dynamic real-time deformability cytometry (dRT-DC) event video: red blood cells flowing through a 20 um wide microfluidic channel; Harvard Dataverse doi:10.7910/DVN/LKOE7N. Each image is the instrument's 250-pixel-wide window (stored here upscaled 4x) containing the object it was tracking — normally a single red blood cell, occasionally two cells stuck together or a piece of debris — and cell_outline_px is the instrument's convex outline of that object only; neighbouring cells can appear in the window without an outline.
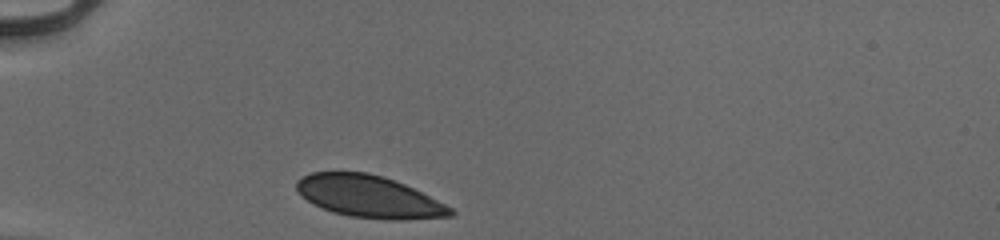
{"species": "human", "species_latin": "Homo sapiens", "temperature_condition": "cold", "stored_images_in_passage": 32, "camera_frame_rate_fps": 3000, "um_per_image_px": 0.085, "donor": {"sex": "male"}, "frame": {"image": 1, "passage_image": 1, "time_ms": 0.0, "image_size_px": [1000, 240], "cell_outline_px": [[456, 212], [452, 216], [404, 220], [388, 220], [348, 216], [332, 212], [312, 204], [300, 196], [296, 188], [296, 180], [312, 172], [368, 172], [384, 176], [404, 184], [452, 208]], "centroid_in_image_um": [31.33, 16.72], "position_along_channel_um": 53.7, "area_um2": 37.8}}
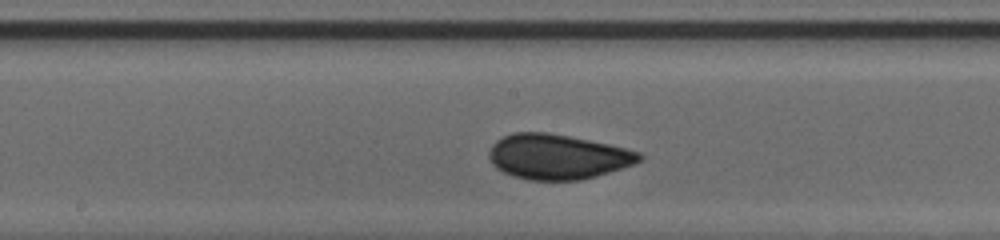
{"frame": {"image": 2, "passage_image": 14, "time_ms": 4.333, "image_size_px": [1000, 240], "cell_outline_px": [[644, 160], [636, 164], [596, 176], [580, 180], [528, 180], [512, 176], [496, 168], [492, 164], [488, 156], [488, 152], [492, 144], [496, 140], [512, 132], [548, 132], [608, 144], [640, 152], [644, 156]], "centroid_in_image_um": [47.39, 13.32], "position_along_channel_um": 200.8, "area_um2": 39.65}}
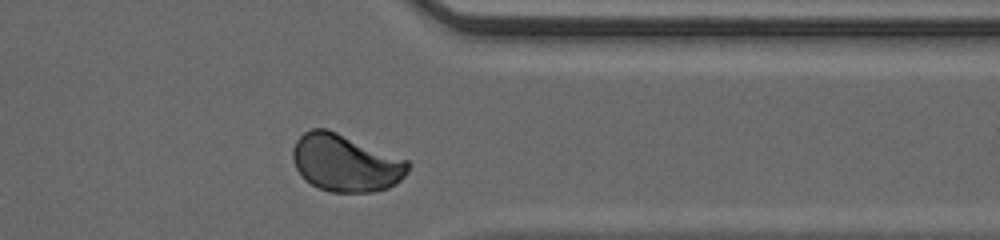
{"frame": {"image": 3, "passage_image": 28, "time_ms": 9.0, "image_size_px": [1000, 240], "cell_outline_px": [[412, 164], [408, 172], [396, 184], [388, 188], [372, 192], [328, 192], [304, 180], [296, 168], [292, 160], [292, 148], [296, 140], [304, 132], [312, 128], [328, 128], [408, 160]], "centroid_in_image_um": [29.37, 13.84], "position_along_channel_um": 382.0, "area_um2": 38.84}, "authors_computed_cell_mechanics": {"area_um2": 38.3503, "velocity_mm_per_s": 3.9192, "shape_relaxation_time_tau1_ms": 4.7129, "shape_relaxation_time_tau2_ms": null, "deformation_change_tau1": 0.0747, "deformation_change_tau2": null}}